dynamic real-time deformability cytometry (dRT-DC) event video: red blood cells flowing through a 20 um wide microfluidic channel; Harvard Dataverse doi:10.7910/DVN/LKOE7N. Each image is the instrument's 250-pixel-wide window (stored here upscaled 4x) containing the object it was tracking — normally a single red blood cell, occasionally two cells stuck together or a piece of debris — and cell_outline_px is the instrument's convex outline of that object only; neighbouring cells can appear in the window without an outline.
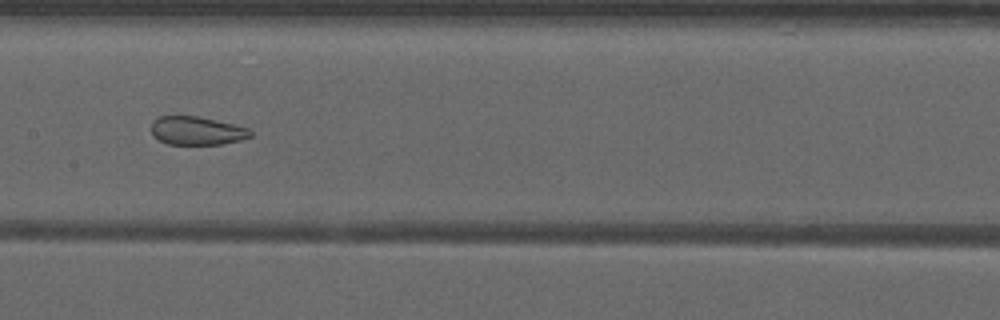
{"species": "common noctule bat (a hibernating species)", "species_latin": "Nyctalus noctula", "temperature_condition": "warm", "stored_images_in_passage": 52, "camera_frame_rate_fps": 3000, "um_per_image_px": 0.085, "animal": {"sex": "male", "forearm_length_mm": 52.5}, "frame": {"image": 1, "passage_image": 26, "time_ms": 8.333, "image_size_px": [1000, 320], "cell_outline_px": [[252, 136], [240, 140], [220, 144], [168, 144], [152, 136], [152, 120], [160, 116], [196, 116], [232, 124], [248, 128], [252, 132]], "centroid_in_image_um": [16.7, 11.11], "position_along_channel_um": 190.7, "area_um2": 16.24}}
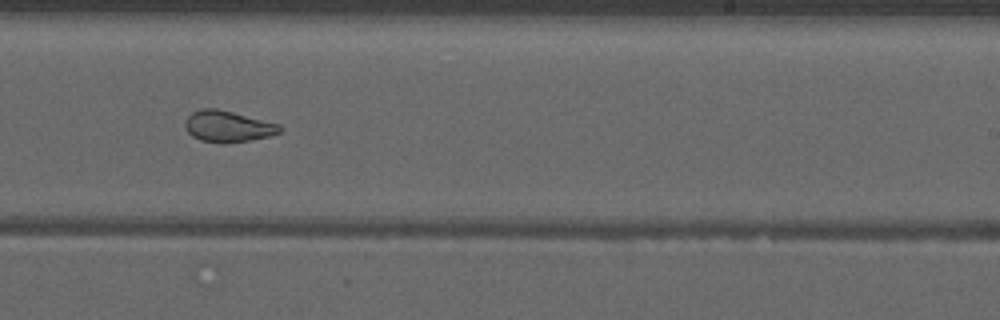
{"frame": {"image": 2, "passage_image": 32, "time_ms": 10.333, "image_size_px": [1000, 320], "cell_outline_px": [[280, 132], [268, 136], [248, 140], [224, 144], [220, 144], [200, 140], [192, 136], [184, 128], [184, 124], [188, 116], [192, 112], [200, 108], [216, 108], [280, 124]], "centroid_in_image_um": [19.31, 10.75], "position_along_channel_um": 269.7, "area_um2": 17.22}}
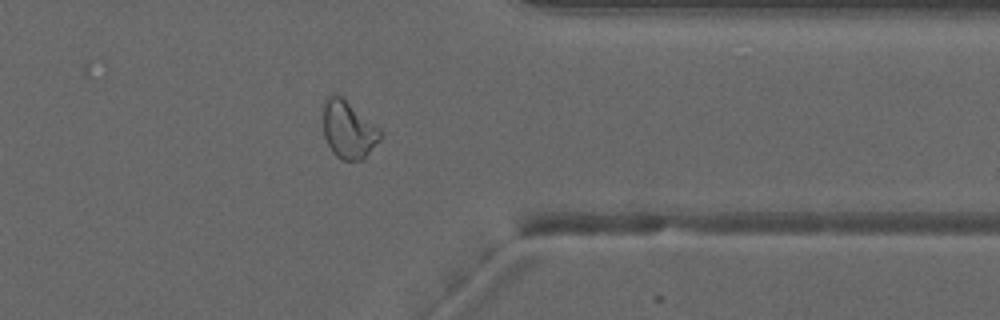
{"frame": {"image": 3, "passage_image": 41, "time_ms": 13.333, "image_size_px": [1000, 320], "cell_outline_px": [[380, 140], [360, 160], [344, 160], [336, 156], [332, 152], [324, 136], [324, 100], [328, 96], [340, 96], [380, 128]], "centroid_in_image_um": [29.6, 11.03], "position_along_channel_um": 381.8, "area_um2": 18.55}, "authors_computed_cell_mechanics": {"area_um2": 21.3282, "velocity_mm_per_s": 3.9752, "shape_relaxation_time_tau1_ms": null, "shape_relaxation_time_tau2_ms": 1.1753, "deformation_change_tau1": null, "deformation_change_tau2": 0.0688}}